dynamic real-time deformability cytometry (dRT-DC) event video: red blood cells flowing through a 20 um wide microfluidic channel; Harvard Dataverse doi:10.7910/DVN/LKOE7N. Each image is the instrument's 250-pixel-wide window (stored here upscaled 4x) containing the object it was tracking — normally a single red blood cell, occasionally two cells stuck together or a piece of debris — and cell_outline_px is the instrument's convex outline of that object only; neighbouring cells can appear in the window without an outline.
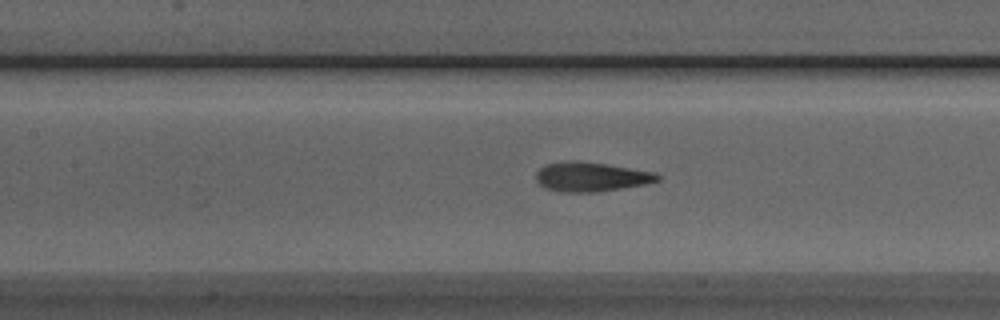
{"species": "Egyptian fruit bat (a non-hibernating species)", "species_latin": "Rousettus aegyptiacus", "temperature_condition": "room temperature", "stored_images_in_passage": 33, "camera_frame_rate_fps": 3000, "um_per_image_px": 0.085, "animal": {"sex": "male"}, "frame": {"image": 1, "passage_image": 11, "time_ms": 3.333, "image_size_px": [1000, 320], "cell_outline_px": [[660, 180], [644, 184], [596, 192], [560, 192], [544, 188], [536, 180], [536, 172], [544, 164], [568, 160], [580, 160], [608, 164], [656, 172], [660, 176]], "centroid_in_image_um": [50.21, 15.01], "position_along_channel_um": 157.2, "area_um2": 21.04}}
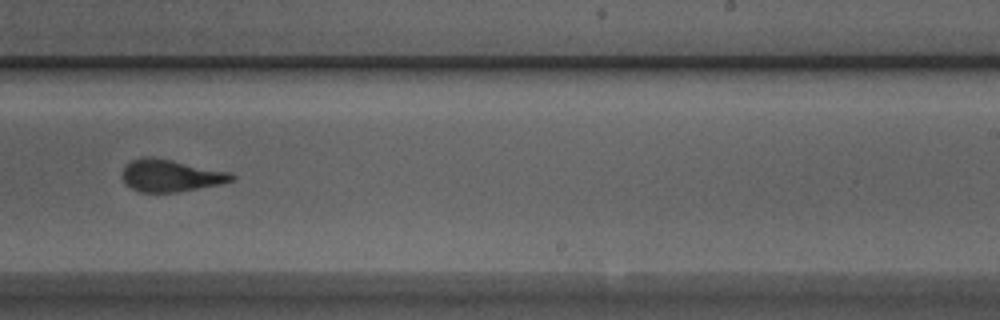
{"frame": {"image": 2, "passage_image": 20, "time_ms": 6.333, "image_size_px": [1000, 320], "cell_outline_px": [[236, 180], [220, 184], [176, 192], [140, 192], [124, 184], [120, 176], [120, 172], [132, 160], [144, 156], [148, 156], [232, 172], [236, 176]], "centroid_in_image_um": [14.5, 14.93], "position_along_channel_um": 274.5, "area_um2": 20.52}}
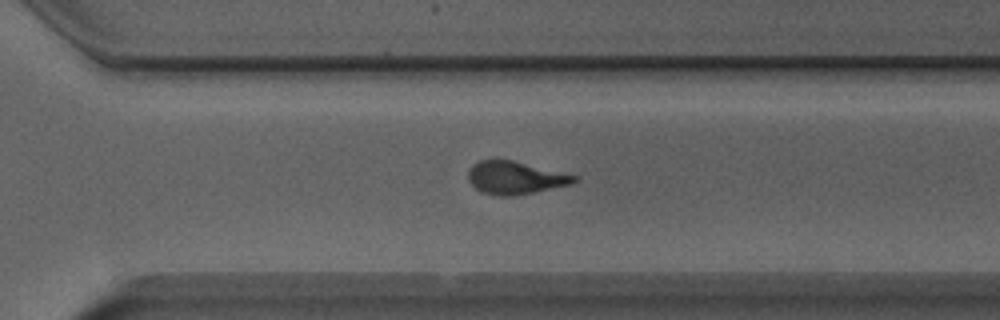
{"frame": {"image": 3, "passage_image": 24, "time_ms": 7.667, "image_size_px": [1000, 320], "cell_outline_px": [[576, 180], [572, 184], [512, 196], [500, 196], [484, 192], [476, 188], [468, 180], [468, 172], [472, 164], [480, 160], [512, 160], [576, 176]], "centroid_in_image_um": [43.75, 15.1], "position_along_channel_um": 326.9, "area_um2": 19.77}, "authors_computed_cell_mechanics": {"area_um2": 20.9814, "velocity_mm_per_s": 3.9271, "shape_relaxation_time_tau1_ms": 5.0239, "shape_relaxation_time_tau2_ms": 1.4443, "deformation_change_tau1": 0.1729, "deformation_change_tau2": 0.0888}}